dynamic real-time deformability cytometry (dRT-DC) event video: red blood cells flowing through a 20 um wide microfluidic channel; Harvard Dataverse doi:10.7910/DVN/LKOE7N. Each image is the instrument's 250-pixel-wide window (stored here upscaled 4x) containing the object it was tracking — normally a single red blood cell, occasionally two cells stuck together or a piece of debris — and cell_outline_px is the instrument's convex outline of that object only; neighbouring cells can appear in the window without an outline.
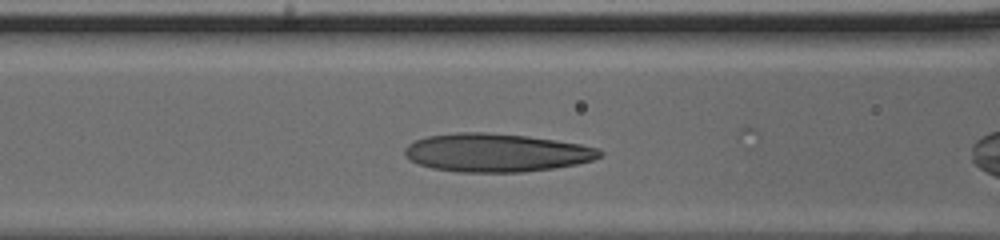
{"species": "human", "species_latin": "Homo sapiens", "temperature_condition": "cold", "stored_images_in_passage": 18, "camera_frame_rate_fps": 3000, "um_per_image_px": 0.085, "donor": {"sex": "male"}, "frame": {"image": 1, "passage_image": 3, "time_ms": 0.667, "image_size_px": [1000, 240], "cell_outline_px": [[604, 152], [600, 156], [592, 160], [576, 164], [552, 168], [520, 172], [460, 172], [432, 168], [408, 160], [404, 156], [404, 148], [408, 144], [416, 140], [428, 136], [456, 132], [484, 132], [528, 136], [556, 140], [580, 144], [600, 148]], "centroid_in_image_um": [42.17, 12.97], "position_along_channel_um": 124.4, "area_um2": 43.58}}
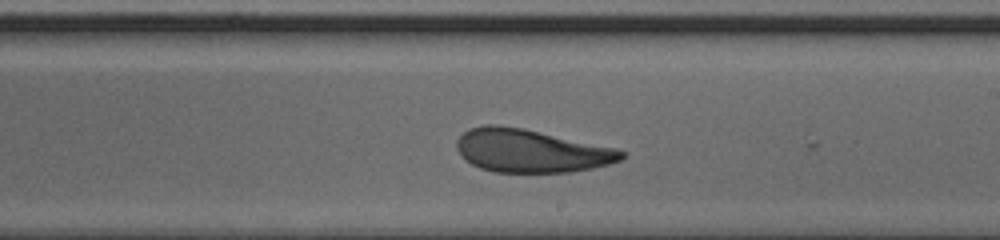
{"frame": {"image": 2, "passage_image": 11, "time_ms": 3.333, "image_size_px": [1000, 240], "cell_outline_px": [[624, 156], [620, 160], [608, 164], [592, 168], [568, 172], [492, 172], [480, 168], [472, 164], [456, 148], [456, 140], [468, 128], [484, 124], [500, 124], [524, 128], [616, 148], [624, 152]], "centroid_in_image_um": [45.1, 12.8], "position_along_channel_um": 243.9, "area_um2": 41.33}}
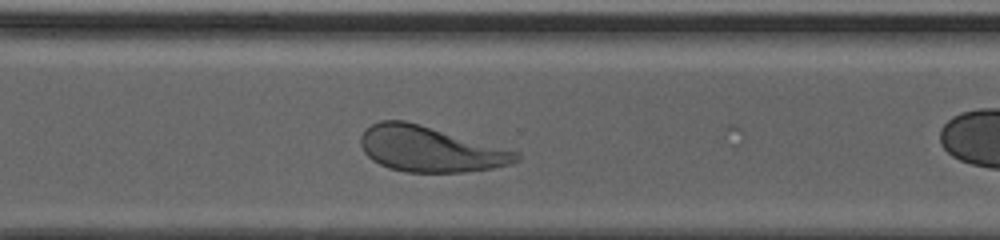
{"frame": {"image": 3, "passage_image": 17, "time_ms": 5.333, "image_size_px": [1000, 240], "cell_outline_px": [[520, 160], [512, 164], [492, 168], [464, 172], [404, 172], [388, 168], [372, 160], [364, 152], [360, 144], [360, 136], [372, 124], [380, 120], [404, 120], [420, 124], [520, 152]], "centroid_in_image_um": [36.56, 12.68], "position_along_channel_um": 334.0, "area_um2": 41.27}}